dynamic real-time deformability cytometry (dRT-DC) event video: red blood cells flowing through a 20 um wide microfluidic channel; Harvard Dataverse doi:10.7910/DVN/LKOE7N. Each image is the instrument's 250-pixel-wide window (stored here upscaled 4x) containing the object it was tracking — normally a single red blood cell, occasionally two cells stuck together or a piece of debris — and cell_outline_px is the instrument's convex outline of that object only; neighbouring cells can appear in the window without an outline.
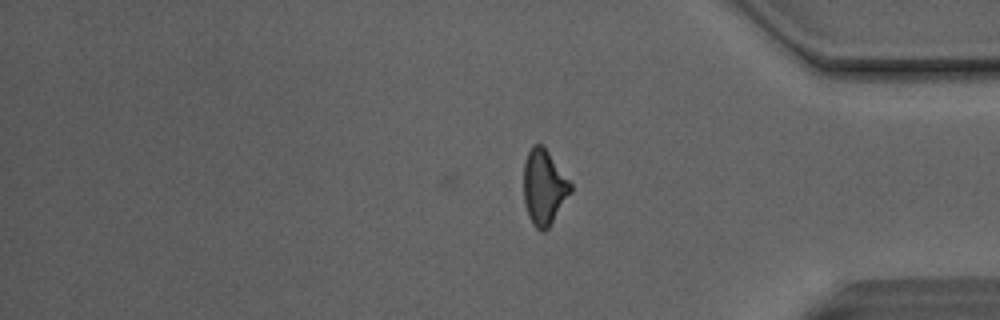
{"species": "Egyptian fruit bat (a non-hibernating species)", "species_latin": "Rousettus aegyptiacus", "temperature_condition": "room temperature", "stored_images_in_passage": 28, "camera_frame_rate_fps": 3000, "um_per_image_px": 0.085, "animal": {"sex": "male"}, "frame": {"image": 1, "passage_image": 28, "time_ms": 9.0, "image_size_px": [1000, 320], "cell_outline_px": [[572, 192], [548, 228], [544, 232], [540, 232], [532, 224], [528, 216], [524, 204], [524, 164], [528, 152], [532, 144], [540, 144], [548, 152], [572, 184]], "centroid_in_image_um": [46.23, 15.95], "position_along_channel_um": 389.0, "area_um2": 20.52}, "authors_computed_cell_mechanics": {"area_um2": 21.0103, "velocity_mm_per_s": 4.1401, "shape_relaxation_time_tau1_ms": null, "shape_relaxation_time_tau2_ms": 2.3139, "deformation_change_tau1": null, "deformation_change_tau2": 0.1183}}